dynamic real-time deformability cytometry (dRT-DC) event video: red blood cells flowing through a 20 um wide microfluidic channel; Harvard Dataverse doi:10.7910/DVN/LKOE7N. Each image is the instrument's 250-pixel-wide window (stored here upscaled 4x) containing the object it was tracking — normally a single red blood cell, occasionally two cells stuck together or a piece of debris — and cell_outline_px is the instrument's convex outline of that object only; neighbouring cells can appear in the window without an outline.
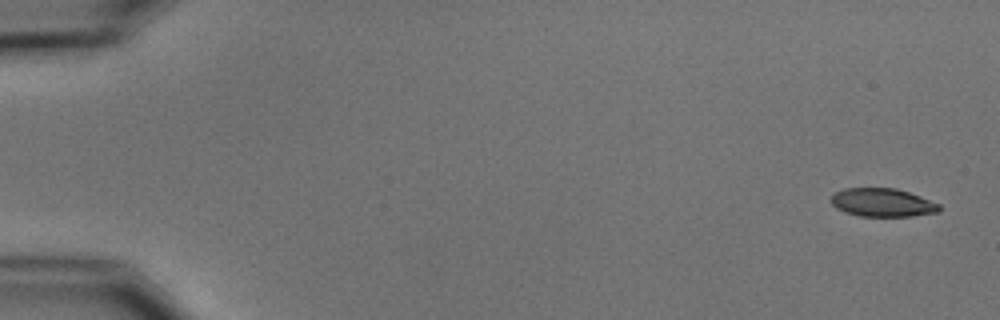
{"species": "common noctule bat (a hibernating species)", "species_latin": "Nyctalus noctula", "temperature_condition": "cold", "stored_images_in_passage": 4, "camera_frame_rate_fps": 3000, "um_per_image_px": 0.085, "animal": {"sex": "male", "body_mass_g": 15.6}, "frame": {"image": 1, "passage_image": 1, "time_ms": 0.0, "image_size_px": [1000, 320], "cell_outline_px": [[940, 212], [912, 216], [860, 216], [844, 212], [836, 208], [832, 204], [832, 196], [836, 192], [844, 188], [896, 188], [920, 196], [940, 204]], "centroid_in_image_um": [75.02, 17.22], "position_along_channel_um": 10.0, "area_um2": 17.86}}